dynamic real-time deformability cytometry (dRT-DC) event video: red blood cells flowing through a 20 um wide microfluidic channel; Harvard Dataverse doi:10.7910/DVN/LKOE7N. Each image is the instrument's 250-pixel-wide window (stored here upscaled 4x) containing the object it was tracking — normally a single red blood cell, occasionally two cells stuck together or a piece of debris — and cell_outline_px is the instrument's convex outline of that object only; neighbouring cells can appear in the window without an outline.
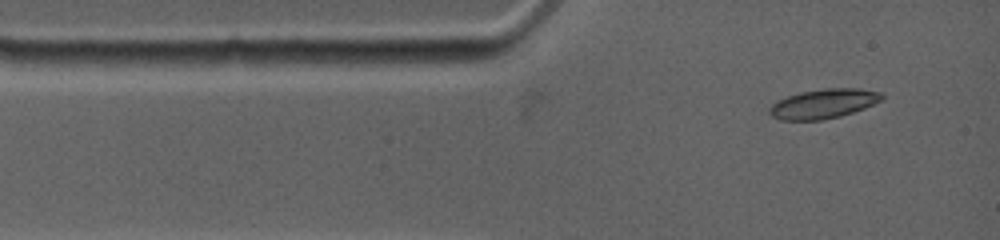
{"species": "common noctule bat (a hibernating species)", "species_latin": "Nyctalus noctula", "temperature_condition": "warm", "stored_images_in_passage": 4, "camera_frame_rate_fps": 4500, "um_per_image_px": 0.085, "animal": {"sex": "female", "body_mass_g": 19.0, "forearm_length_mm": 53.3}, "frame": {"image": 1, "passage_image": 1, "time_ms": 0.0, "image_size_px": [1000, 240], "cell_outline_px": [[884, 96], [880, 100], [864, 108], [840, 116], [820, 120], [780, 120], [772, 116], [768, 112], [768, 108], [776, 100], [800, 92], [824, 88], [860, 88], [880, 92]], "centroid_in_image_um": [69.95, 8.81], "position_along_channel_um": 15.0, "area_um2": 19.25}}
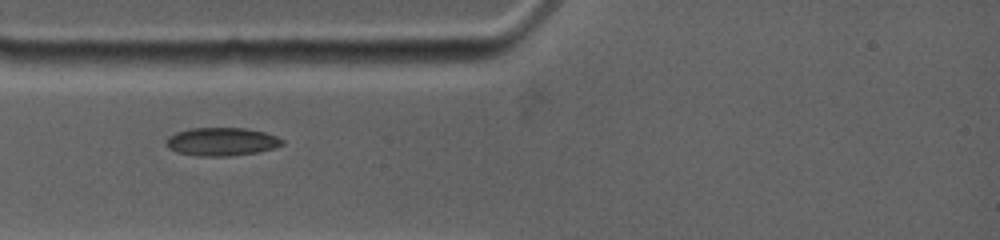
{"frame": {"image": 2, "passage_image": 3, "time_ms": 2.0, "image_size_px": [1000, 240], "cell_outline_px": [[284, 144], [272, 148], [256, 152], [232, 156], [196, 156], [176, 152], [168, 148], [164, 144], [168, 136], [176, 132], [192, 128], [244, 128], [264, 132], [276, 136], [284, 140]], "centroid_in_image_um": [18.8, 12.04], "position_along_channel_um": 66.2, "area_um2": 19.13}}
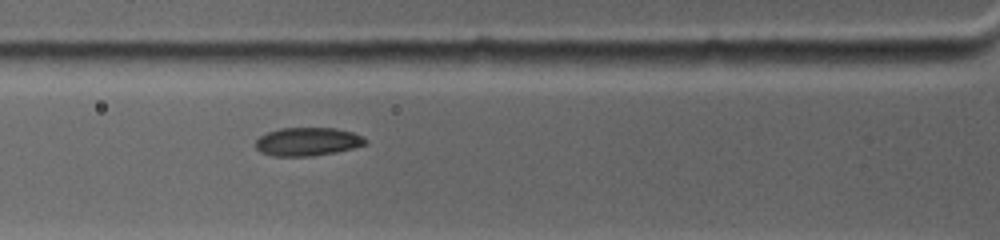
{"frame": {"image": 3, "passage_image": 4, "time_ms": 2.889, "image_size_px": [1000, 240], "cell_outline_px": [[368, 144], [336, 152], [312, 156], [272, 156], [260, 152], [256, 148], [256, 140], [260, 136], [268, 132], [280, 128], [336, 128], [352, 132], [364, 136], [368, 140]], "centroid_in_image_um": [26.17, 12.04], "position_along_channel_um": 99.6, "area_um2": 18.26}}